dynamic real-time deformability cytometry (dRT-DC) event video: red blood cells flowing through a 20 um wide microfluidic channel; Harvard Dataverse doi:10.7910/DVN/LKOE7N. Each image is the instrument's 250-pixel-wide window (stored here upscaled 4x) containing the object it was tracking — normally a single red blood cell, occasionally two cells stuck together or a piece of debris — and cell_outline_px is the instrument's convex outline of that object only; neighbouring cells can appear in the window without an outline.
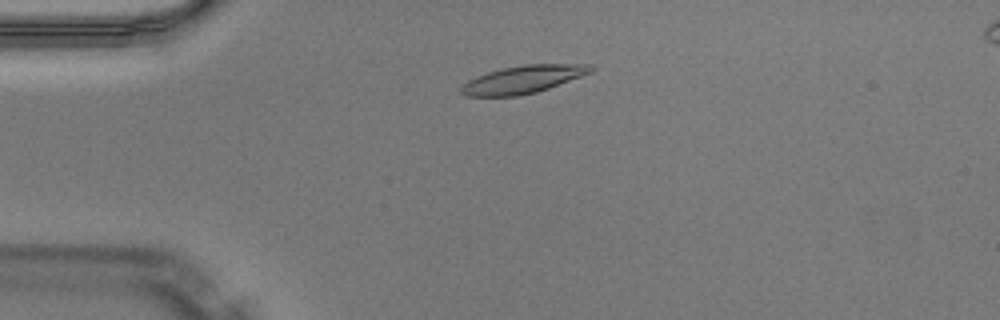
{"species": "Egyptian fruit bat (a non-hibernating species)", "species_latin": "Rousettus aegyptiacus", "temperature_condition": "warm", "stored_images_in_passage": 46, "camera_frame_rate_fps": 3000, "um_per_image_px": 0.085, "animal": {"sex": "male"}, "frame": {"image": 1, "passage_image": 8, "time_ms": 2.333, "image_size_px": [1000, 320], "cell_outline_px": [[596, 68], [592, 72], [548, 88], [536, 92], [516, 96], [464, 96], [460, 92], [460, 88], [468, 80], [476, 76], [488, 72], [504, 68], [524, 64], [592, 64]], "centroid_in_image_um": [44.46, 6.74], "position_along_channel_um": 40.5, "area_um2": 20.87}}
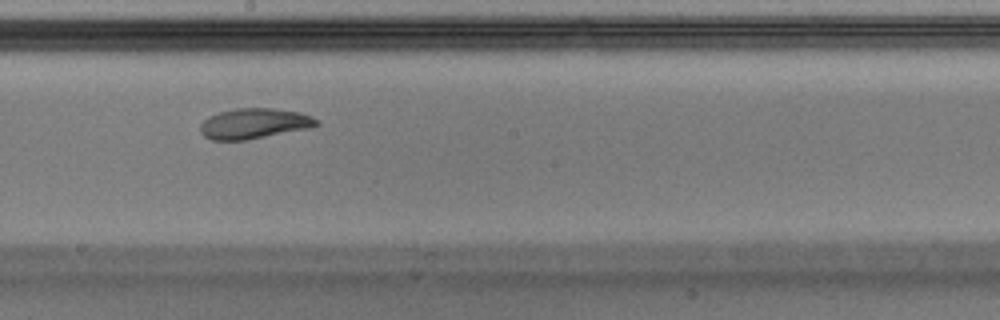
{"frame": {"image": 2, "passage_image": 24, "time_ms": 7.667, "image_size_px": [1000, 320], "cell_outline_px": [[320, 124], [312, 128], [248, 140], [212, 140], [204, 136], [200, 132], [200, 124], [208, 116], [220, 112], [236, 108], [276, 108], [300, 112], [312, 116], [320, 120]], "centroid_in_image_um": [21.65, 10.5], "position_along_channel_um": 226.5, "area_um2": 20.98}}
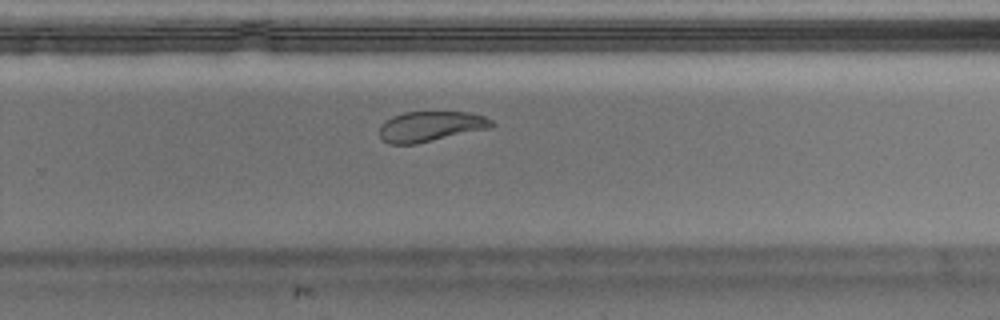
{"frame": {"image": 3, "passage_image": 29, "time_ms": 9.333, "image_size_px": [1000, 320], "cell_outline_px": [[496, 124], [492, 128], [416, 144], [388, 144], [380, 136], [380, 124], [384, 120], [392, 116], [404, 112], [468, 112], [484, 116], [492, 120]], "centroid_in_image_um": [36.62, 10.74], "position_along_channel_um": 293.2, "area_um2": 20.0}, "authors_computed_cell_mechanics": {"area_um2": 20.8947, "velocity_mm_per_s": 4.0193, "shape_relaxation_time_tau1_ms": 3.8952, "shape_relaxation_time_tau2_ms": 4.0122, "deformation_change_tau1": 0.1644, "deformation_change_tau2": 0.0853}}